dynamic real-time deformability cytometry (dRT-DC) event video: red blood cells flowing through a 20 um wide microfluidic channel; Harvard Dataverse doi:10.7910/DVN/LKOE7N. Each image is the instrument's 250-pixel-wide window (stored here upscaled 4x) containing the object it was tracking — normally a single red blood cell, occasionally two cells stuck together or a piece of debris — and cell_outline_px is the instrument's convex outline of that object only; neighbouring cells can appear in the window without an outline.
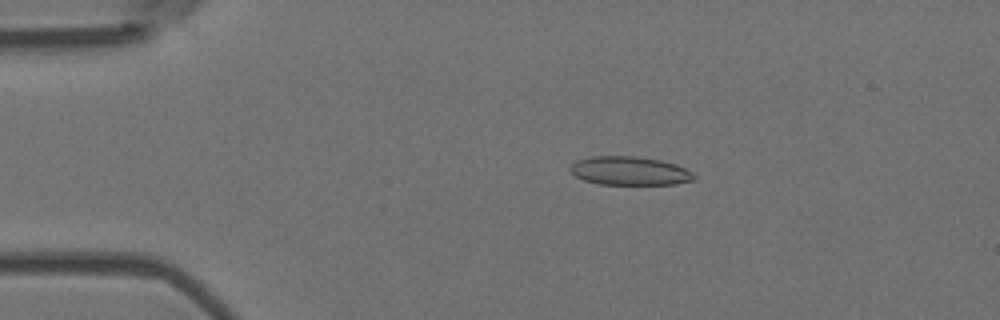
{"species": "Egyptian fruit bat (a non-hibernating species)", "species_latin": "Rousettus aegyptiacus", "temperature_condition": "room temperature", "stored_images_in_passage": 19, "camera_frame_rate_fps": 3000, "um_per_image_px": 0.085, "animal": {"sex": "female"}, "frame": {"image": 1, "passage_image": 11, "time_ms": 3.333, "image_size_px": [1000, 320], "cell_outline_px": [[696, 180], [676, 184], [600, 184], [584, 180], [576, 176], [568, 168], [576, 160], [592, 156], [636, 156], [660, 160], [676, 164], [692, 172], [696, 176]], "centroid_in_image_um": [53.54, 14.52], "position_along_channel_um": 31.5, "area_um2": 20.69}}
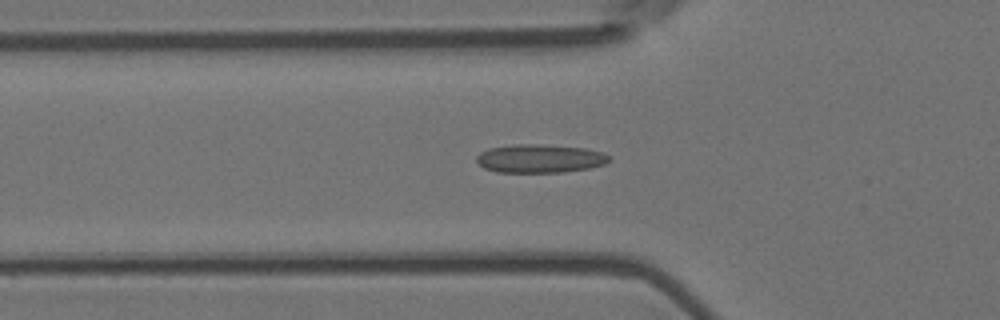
{"frame": {"image": 2, "passage_image": 19, "time_ms": 6.0, "image_size_px": [1000, 320], "cell_outline_px": [[612, 156], [604, 164], [588, 168], [564, 172], [496, 172], [484, 168], [476, 160], [476, 156], [480, 152], [488, 148], [516, 144], [536, 144], [584, 148], [600, 152]], "centroid_in_image_um": [45.85, 13.47], "position_along_channel_um": 79.9, "area_um2": 21.85}}